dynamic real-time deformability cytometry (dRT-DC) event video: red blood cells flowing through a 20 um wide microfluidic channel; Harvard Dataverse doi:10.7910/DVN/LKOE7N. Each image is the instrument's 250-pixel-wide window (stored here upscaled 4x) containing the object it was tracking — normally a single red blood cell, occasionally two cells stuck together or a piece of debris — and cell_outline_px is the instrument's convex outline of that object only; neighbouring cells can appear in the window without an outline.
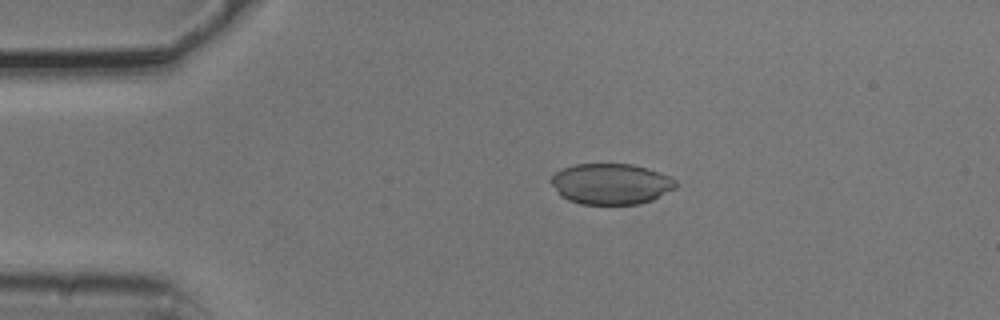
{"species": "common noctule bat (a hibernating species)", "species_latin": "Nyctalus noctula", "temperature_condition": "cold", "stored_images_in_passage": 4, "camera_frame_rate_fps": 3000, "um_per_image_px": 0.085, "animal": {"sex": "male", "body_mass_g": 20.5, "forearm_length_mm": 52.5}, "frame": {"image": 1, "passage_image": 3, "time_ms": 0.667, "image_size_px": [1000, 320], "cell_outline_px": [[680, 184], [676, 188], [652, 200], [640, 204], [580, 204], [568, 200], [560, 196], [548, 180], [560, 168], [576, 164], [632, 164], [648, 168], [660, 172], [676, 180]], "centroid_in_image_um": [51.93, 15.63], "position_along_channel_um": 33.1, "area_um2": 30.06}}